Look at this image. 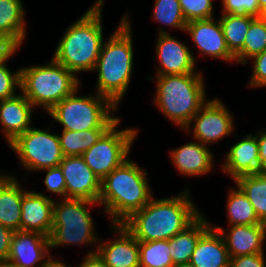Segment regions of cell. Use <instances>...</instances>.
Instances as JSON below:
<instances>
[{"label": "cell", "instance_id": "obj_47", "mask_svg": "<svg viewBox=\"0 0 266 267\" xmlns=\"http://www.w3.org/2000/svg\"><path fill=\"white\" fill-rule=\"evenodd\" d=\"M174 267H194V266L188 263V264H178V265H175Z\"/></svg>", "mask_w": 266, "mask_h": 267}, {"label": "cell", "instance_id": "obj_19", "mask_svg": "<svg viewBox=\"0 0 266 267\" xmlns=\"http://www.w3.org/2000/svg\"><path fill=\"white\" fill-rule=\"evenodd\" d=\"M221 162V170L233 181L243 175L260 173V158L256 135L248 133L233 144Z\"/></svg>", "mask_w": 266, "mask_h": 267}, {"label": "cell", "instance_id": "obj_1", "mask_svg": "<svg viewBox=\"0 0 266 267\" xmlns=\"http://www.w3.org/2000/svg\"><path fill=\"white\" fill-rule=\"evenodd\" d=\"M190 196L188 188L169 198L153 196L122 224L138 241L169 240L202 214Z\"/></svg>", "mask_w": 266, "mask_h": 267}, {"label": "cell", "instance_id": "obj_43", "mask_svg": "<svg viewBox=\"0 0 266 267\" xmlns=\"http://www.w3.org/2000/svg\"><path fill=\"white\" fill-rule=\"evenodd\" d=\"M43 267H72V265H66L65 263H63V261H60V259H54V256H50ZM77 267V266H75Z\"/></svg>", "mask_w": 266, "mask_h": 267}, {"label": "cell", "instance_id": "obj_9", "mask_svg": "<svg viewBox=\"0 0 266 267\" xmlns=\"http://www.w3.org/2000/svg\"><path fill=\"white\" fill-rule=\"evenodd\" d=\"M118 118L92 145L82 154L85 163L102 181L112 170L119 167L130 155L139 129L120 128Z\"/></svg>", "mask_w": 266, "mask_h": 267}, {"label": "cell", "instance_id": "obj_2", "mask_svg": "<svg viewBox=\"0 0 266 267\" xmlns=\"http://www.w3.org/2000/svg\"><path fill=\"white\" fill-rule=\"evenodd\" d=\"M128 13L123 14L116 30L104 40L93 70L98 73L95 92L107 97L117 108L133 76L135 56Z\"/></svg>", "mask_w": 266, "mask_h": 267}, {"label": "cell", "instance_id": "obj_21", "mask_svg": "<svg viewBox=\"0 0 266 267\" xmlns=\"http://www.w3.org/2000/svg\"><path fill=\"white\" fill-rule=\"evenodd\" d=\"M33 109L21 92L0 101V125L7 144L32 127Z\"/></svg>", "mask_w": 266, "mask_h": 267}, {"label": "cell", "instance_id": "obj_20", "mask_svg": "<svg viewBox=\"0 0 266 267\" xmlns=\"http://www.w3.org/2000/svg\"><path fill=\"white\" fill-rule=\"evenodd\" d=\"M169 155L177 172L186 177L205 176L215 166L214 154L209 146L195 140L171 149Z\"/></svg>", "mask_w": 266, "mask_h": 267}, {"label": "cell", "instance_id": "obj_37", "mask_svg": "<svg viewBox=\"0 0 266 267\" xmlns=\"http://www.w3.org/2000/svg\"><path fill=\"white\" fill-rule=\"evenodd\" d=\"M252 61V74L248 81V88H263L266 87V50L260 54L253 56L249 61Z\"/></svg>", "mask_w": 266, "mask_h": 267}, {"label": "cell", "instance_id": "obj_34", "mask_svg": "<svg viewBox=\"0 0 266 267\" xmlns=\"http://www.w3.org/2000/svg\"><path fill=\"white\" fill-rule=\"evenodd\" d=\"M8 61L0 62V101L17 95V89H21V70L14 72L8 68Z\"/></svg>", "mask_w": 266, "mask_h": 267}, {"label": "cell", "instance_id": "obj_49", "mask_svg": "<svg viewBox=\"0 0 266 267\" xmlns=\"http://www.w3.org/2000/svg\"><path fill=\"white\" fill-rule=\"evenodd\" d=\"M3 175H4V172H3V173L0 172V178H1Z\"/></svg>", "mask_w": 266, "mask_h": 267}, {"label": "cell", "instance_id": "obj_36", "mask_svg": "<svg viewBox=\"0 0 266 267\" xmlns=\"http://www.w3.org/2000/svg\"><path fill=\"white\" fill-rule=\"evenodd\" d=\"M41 171L46 172V176L43 179L46 190L58 195L60 199L66 198V181L60 167L47 168Z\"/></svg>", "mask_w": 266, "mask_h": 267}, {"label": "cell", "instance_id": "obj_11", "mask_svg": "<svg viewBox=\"0 0 266 267\" xmlns=\"http://www.w3.org/2000/svg\"><path fill=\"white\" fill-rule=\"evenodd\" d=\"M226 107V104L218 97L209 99L182 131H190V134L192 132L195 141L208 146L220 142L224 137L234 135L235 120L230 109Z\"/></svg>", "mask_w": 266, "mask_h": 267}, {"label": "cell", "instance_id": "obj_40", "mask_svg": "<svg viewBox=\"0 0 266 267\" xmlns=\"http://www.w3.org/2000/svg\"><path fill=\"white\" fill-rule=\"evenodd\" d=\"M20 49L12 39L0 34V62L9 61Z\"/></svg>", "mask_w": 266, "mask_h": 267}, {"label": "cell", "instance_id": "obj_45", "mask_svg": "<svg viewBox=\"0 0 266 267\" xmlns=\"http://www.w3.org/2000/svg\"><path fill=\"white\" fill-rule=\"evenodd\" d=\"M259 18L266 21V6L261 10Z\"/></svg>", "mask_w": 266, "mask_h": 267}, {"label": "cell", "instance_id": "obj_32", "mask_svg": "<svg viewBox=\"0 0 266 267\" xmlns=\"http://www.w3.org/2000/svg\"><path fill=\"white\" fill-rule=\"evenodd\" d=\"M153 6L152 18L156 23L185 32L187 22L179 0H155Z\"/></svg>", "mask_w": 266, "mask_h": 267}, {"label": "cell", "instance_id": "obj_18", "mask_svg": "<svg viewBox=\"0 0 266 267\" xmlns=\"http://www.w3.org/2000/svg\"><path fill=\"white\" fill-rule=\"evenodd\" d=\"M53 199L50 195L28 190L21 202V230L49 237L53 223Z\"/></svg>", "mask_w": 266, "mask_h": 267}, {"label": "cell", "instance_id": "obj_46", "mask_svg": "<svg viewBox=\"0 0 266 267\" xmlns=\"http://www.w3.org/2000/svg\"><path fill=\"white\" fill-rule=\"evenodd\" d=\"M260 12L266 6V0H258Z\"/></svg>", "mask_w": 266, "mask_h": 267}, {"label": "cell", "instance_id": "obj_15", "mask_svg": "<svg viewBox=\"0 0 266 267\" xmlns=\"http://www.w3.org/2000/svg\"><path fill=\"white\" fill-rule=\"evenodd\" d=\"M110 228L118 236L94 246L99 257L108 267H140L139 241L123 224H111Z\"/></svg>", "mask_w": 266, "mask_h": 267}, {"label": "cell", "instance_id": "obj_10", "mask_svg": "<svg viewBox=\"0 0 266 267\" xmlns=\"http://www.w3.org/2000/svg\"><path fill=\"white\" fill-rule=\"evenodd\" d=\"M50 129H40L32 125L8 144L23 169L41 172L43 169L59 166L64 155L58 134H53Z\"/></svg>", "mask_w": 266, "mask_h": 267}, {"label": "cell", "instance_id": "obj_28", "mask_svg": "<svg viewBox=\"0 0 266 267\" xmlns=\"http://www.w3.org/2000/svg\"><path fill=\"white\" fill-rule=\"evenodd\" d=\"M256 17L247 14H222L219 21L229 50L235 55L242 47L250 23Z\"/></svg>", "mask_w": 266, "mask_h": 267}, {"label": "cell", "instance_id": "obj_7", "mask_svg": "<svg viewBox=\"0 0 266 267\" xmlns=\"http://www.w3.org/2000/svg\"><path fill=\"white\" fill-rule=\"evenodd\" d=\"M78 90L79 88L47 113L52 120L60 123L62 130L108 129L120 118L117 114L114 115L119 109L107 97L96 92L80 96Z\"/></svg>", "mask_w": 266, "mask_h": 267}, {"label": "cell", "instance_id": "obj_48", "mask_svg": "<svg viewBox=\"0 0 266 267\" xmlns=\"http://www.w3.org/2000/svg\"><path fill=\"white\" fill-rule=\"evenodd\" d=\"M104 1L105 0H96L95 3H93L94 5H99V6H104Z\"/></svg>", "mask_w": 266, "mask_h": 267}, {"label": "cell", "instance_id": "obj_17", "mask_svg": "<svg viewBox=\"0 0 266 267\" xmlns=\"http://www.w3.org/2000/svg\"><path fill=\"white\" fill-rule=\"evenodd\" d=\"M211 226L223 236L230 258L264 252L266 223L228 225L227 231L219 225Z\"/></svg>", "mask_w": 266, "mask_h": 267}, {"label": "cell", "instance_id": "obj_29", "mask_svg": "<svg viewBox=\"0 0 266 267\" xmlns=\"http://www.w3.org/2000/svg\"><path fill=\"white\" fill-rule=\"evenodd\" d=\"M107 129H89L85 131L62 130L58 134L64 156H82L94 145Z\"/></svg>", "mask_w": 266, "mask_h": 267}, {"label": "cell", "instance_id": "obj_24", "mask_svg": "<svg viewBox=\"0 0 266 267\" xmlns=\"http://www.w3.org/2000/svg\"><path fill=\"white\" fill-rule=\"evenodd\" d=\"M211 226L202 213L185 230L169 239V251L174 265L190 263L200 236Z\"/></svg>", "mask_w": 266, "mask_h": 267}, {"label": "cell", "instance_id": "obj_25", "mask_svg": "<svg viewBox=\"0 0 266 267\" xmlns=\"http://www.w3.org/2000/svg\"><path fill=\"white\" fill-rule=\"evenodd\" d=\"M26 12L22 0H0V34L19 47L26 38Z\"/></svg>", "mask_w": 266, "mask_h": 267}, {"label": "cell", "instance_id": "obj_5", "mask_svg": "<svg viewBox=\"0 0 266 267\" xmlns=\"http://www.w3.org/2000/svg\"><path fill=\"white\" fill-rule=\"evenodd\" d=\"M153 102L181 130L208 101L203 72L156 76Z\"/></svg>", "mask_w": 266, "mask_h": 267}, {"label": "cell", "instance_id": "obj_38", "mask_svg": "<svg viewBox=\"0 0 266 267\" xmlns=\"http://www.w3.org/2000/svg\"><path fill=\"white\" fill-rule=\"evenodd\" d=\"M265 252L230 258L229 267H266Z\"/></svg>", "mask_w": 266, "mask_h": 267}, {"label": "cell", "instance_id": "obj_4", "mask_svg": "<svg viewBox=\"0 0 266 267\" xmlns=\"http://www.w3.org/2000/svg\"><path fill=\"white\" fill-rule=\"evenodd\" d=\"M103 6L92 4L85 13L66 28L52 58L73 72H92L104 42Z\"/></svg>", "mask_w": 266, "mask_h": 267}, {"label": "cell", "instance_id": "obj_13", "mask_svg": "<svg viewBox=\"0 0 266 267\" xmlns=\"http://www.w3.org/2000/svg\"><path fill=\"white\" fill-rule=\"evenodd\" d=\"M216 17L187 22L185 33L191 36L200 56L234 63L235 55L229 50L220 21Z\"/></svg>", "mask_w": 266, "mask_h": 267}, {"label": "cell", "instance_id": "obj_41", "mask_svg": "<svg viewBox=\"0 0 266 267\" xmlns=\"http://www.w3.org/2000/svg\"><path fill=\"white\" fill-rule=\"evenodd\" d=\"M77 267H108L104 261L99 257L97 254V247L96 249H90V251H87V254L85 255L83 261L78 264Z\"/></svg>", "mask_w": 266, "mask_h": 267}, {"label": "cell", "instance_id": "obj_22", "mask_svg": "<svg viewBox=\"0 0 266 267\" xmlns=\"http://www.w3.org/2000/svg\"><path fill=\"white\" fill-rule=\"evenodd\" d=\"M190 264L194 267H229L230 256L221 233L210 226L199 238Z\"/></svg>", "mask_w": 266, "mask_h": 267}, {"label": "cell", "instance_id": "obj_16", "mask_svg": "<svg viewBox=\"0 0 266 267\" xmlns=\"http://www.w3.org/2000/svg\"><path fill=\"white\" fill-rule=\"evenodd\" d=\"M50 250L49 237L19 230L14 232L7 261L18 267H43Z\"/></svg>", "mask_w": 266, "mask_h": 267}, {"label": "cell", "instance_id": "obj_42", "mask_svg": "<svg viewBox=\"0 0 266 267\" xmlns=\"http://www.w3.org/2000/svg\"><path fill=\"white\" fill-rule=\"evenodd\" d=\"M258 141L259 158H260V173L266 171V130L260 129L255 134Z\"/></svg>", "mask_w": 266, "mask_h": 267}, {"label": "cell", "instance_id": "obj_14", "mask_svg": "<svg viewBox=\"0 0 266 267\" xmlns=\"http://www.w3.org/2000/svg\"><path fill=\"white\" fill-rule=\"evenodd\" d=\"M59 167L66 181V198L99 201L101 180L82 156H64Z\"/></svg>", "mask_w": 266, "mask_h": 267}, {"label": "cell", "instance_id": "obj_33", "mask_svg": "<svg viewBox=\"0 0 266 267\" xmlns=\"http://www.w3.org/2000/svg\"><path fill=\"white\" fill-rule=\"evenodd\" d=\"M215 0H179L186 22L209 19L214 16Z\"/></svg>", "mask_w": 266, "mask_h": 267}, {"label": "cell", "instance_id": "obj_30", "mask_svg": "<svg viewBox=\"0 0 266 267\" xmlns=\"http://www.w3.org/2000/svg\"><path fill=\"white\" fill-rule=\"evenodd\" d=\"M266 50V21L256 17L249 26L243 47L235 54V63L248 64L253 56Z\"/></svg>", "mask_w": 266, "mask_h": 267}, {"label": "cell", "instance_id": "obj_27", "mask_svg": "<svg viewBox=\"0 0 266 267\" xmlns=\"http://www.w3.org/2000/svg\"><path fill=\"white\" fill-rule=\"evenodd\" d=\"M234 183L245 193L258 219L266 223V171L240 176Z\"/></svg>", "mask_w": 266, "mask_h": 267}, {"label": "cell", "instance_id": "obj_31", "mask_svg": "<svg viewBox=\"0 0 266 267\" xmlns=\"http://www.w3.org/2000/svg\"><path fill=\"white\" fill-rule=\"evenodd\" d=\"M140 267H174L169 240L139 241Z\"/></svg>", "mask_w": 266, "mask_h": 267}, {"label": "cell", "instance_id": "obj_12", "mask_svg": "<svg viewBox=\"0 0 266 267\" xmlns=\"http://www.w3.org/2000/svg\"><path fill=\"white\" fill-rule=\"evenodd\" d=\"M165 28L160 27L155 44V56H157L158 66L156 75H181L196 71V57L192 53L190 46L180 39L173 37Z\"/></svg>", "mask_w": 266, "mask_h": 267}, {"label": "cell", "instance_id": "obj_44", "mask_svg": "<svg viewBox=\"0 0 266 267\" xmlns=\"http://www.w3.org/2000/svg\"><path fill=\"white\" fill-rule=\"evenodd\" d=\"M0 267H18L8 261L0 262Z\"/></svg>", "mask_w": 266, "mask_h": 267}, {"label": "cell", "instance_id": "obj_26", "mask_svg": "<svg viewBox=\"0 0 266 267\" xmlns=\"http://www.w3.org/2000/svg\"><path fill=\"white\" fill-rule=\"evenodd\" d=\"M229 190L226 200L229 225H253L262 223L245 193L237 185Z\"/></svg>", "mask_w": 266, "mask_h": 267}, {"label": "cell", "instance_id": "obj_6", "mask_svg": "<svg viewBox=\"0 0 266 267\" xmlns=\"http://www.w3.org/2000/svg\"><path fill=\"white\" fill-rule=\"evenodd\" d=\"M20 92L47 113L80 87V78L53 58L47 64L21 67Z\"/></svg>", "mask_w": 266, "mask_h": 267}, {"label": "cell", "instance_id": "obj_3", "mask_svg": "<svg viewBox=\"0 0 266 267\" xmlns=\"http://www.w3.org/2000/svg\"><path fill=\"white\" fill-rule=\"evenodd\" d=\"M147 175L143 167L128 158L101 181L98 203L111 224H122L152 199Z\"/></svg>", "mask_w": 266, "mask_h": 267}, {"label": "cell", "instance_id": "obj_39", "mask_svg": "<svg viewBox=\"0 0 266 267\" xmlns=\"http://www.w3.org/2000/svg\"><path fill=\"white\" fill-rule=\"evenodd\" d=\"M14 231L0 223V262L7 261Z\"/></svg>", "mask_w": 266, "mask_h": 267}, {"label": "cell", "instance_id": "obj_23", "mask_svg": "<svg viewBox=\"0 0 266 267\" xmlns=\"http://www.w3.org/2000/svg\"><path fill=\"white\" fill-rule=\"evenodd\" d=\"M15 176L5 173L0 178V223L14 232L21 230V202L28 191Z\"/></svg>", "mask_w": 266, "mask_h": 267}, {"label": "cell", "instance_id": "obj_35", "mask_svg": "<svg viewBox=\"0 0 266 267\" xmlns=\"http://www.w3.org/2000/svg\"><path fill=\"white\" fill-rule=\"evenodd\" d=\"M222 14H247L260 16L258 0H221Z\"/></svg>", "mask_w": 266, "mask_h": 267}, {"label": "cell", "instance_id": "obj_8", "mask_svg": "<svg viewBox=\"0 0 266 267\" xmlns=\"http://www.w3.org/2000/svg\"><path fill=\"white\" fill-rule=\"evenodd\" d=\"M94 205L99 203L73 198L54 199L50 249L65 245H98L100 238L95 233L94 218L90 212Z\"/></svg>", "mask_w": 266, "mask_h": 267}]
</instances>
